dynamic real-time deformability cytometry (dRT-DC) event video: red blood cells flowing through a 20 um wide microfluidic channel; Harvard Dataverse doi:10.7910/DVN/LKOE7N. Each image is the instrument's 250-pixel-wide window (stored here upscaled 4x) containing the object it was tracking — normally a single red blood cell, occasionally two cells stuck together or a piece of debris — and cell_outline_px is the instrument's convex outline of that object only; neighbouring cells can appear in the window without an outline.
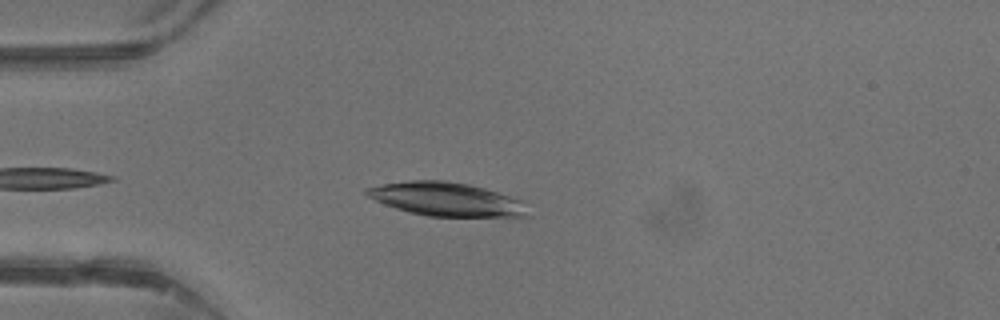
{"species": "common noctule bat (a hibernating species)", "species_latin": "Nyctalus noctula", "temperature_condition": "warm", "stored_images_in_passage": 33, "camera_frame_rate_fps": 3000, "um_per_image_px": 0.085, "animal": {"sex": "male", "body_mass_g": 13.3}, "frame": {"image": 1, "passage_image": 4, "time_ms": 1.0, "image_size_px": [1000, 320], "cell_outline_px": [[532, 216], [428, 216], [408, 212], [384, 204], [368, 196], [364, 192], [364, 188], [384, 184], [408, 180], [444, 180], [468, 184], [484, 188], [520, 200]], "centroid_in_image_um": [37.9, 16.93], "position_along_channel_um": 47.1, "area_um2": 31.21}}
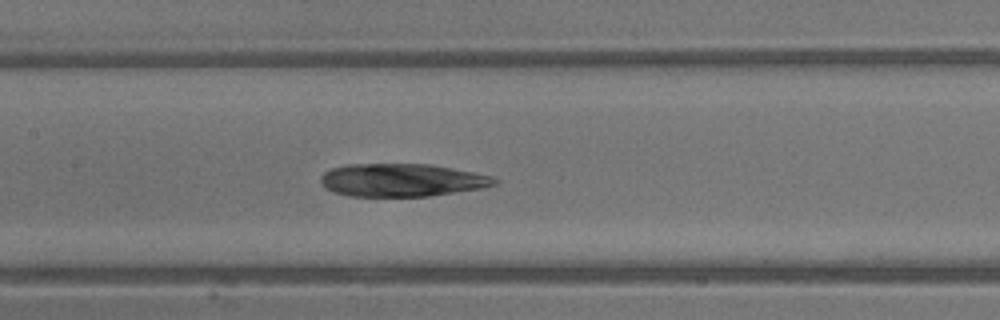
{"frame": {"image": 2, "passage_image": 13, "time_ms": 4.0, "image_size_px": [1000, 320], "cell_outline_px": [[500, 180], [496, 184], [480, 188], [432, 196], [348, 196], [332, 192], [324, 188], [320, 180], [320, 176], [324, 172], [332, 168], [344, 164], [432, 164], [492, 176]], "centroid_in_image_um": [34.12, 15.31], "position_along_channel_um": 173.3, "area_um2": 33.52}}
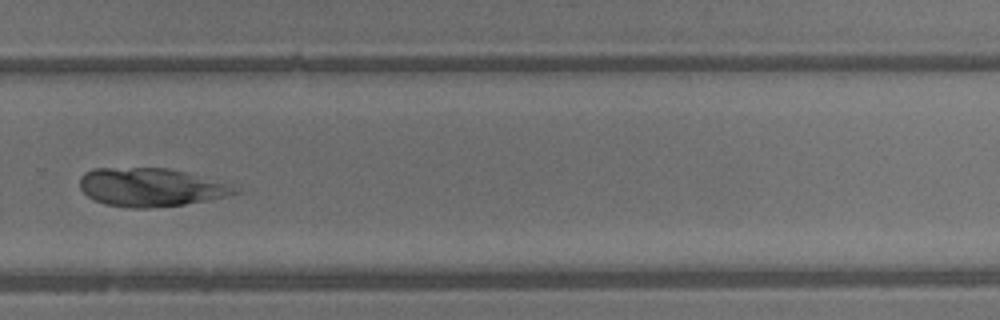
{"frame": {"image": 3, "passage_image": 22, "time_ms": 7.0, "image_size_px": [1000, 320], "cell_outline_px": [[248, 192], [232, 196], [184, 204], [152, 208], [128, 208], [104, 204], [88, 196], [80, 188], [80, 176], [84, 172], [92, 168], [168, 168], [188, 172], [228, 184]], "centroid_in_image_um": [12.87, 15.92], "position_along_channel_um": 316.9, "area_um2": 35.14}}